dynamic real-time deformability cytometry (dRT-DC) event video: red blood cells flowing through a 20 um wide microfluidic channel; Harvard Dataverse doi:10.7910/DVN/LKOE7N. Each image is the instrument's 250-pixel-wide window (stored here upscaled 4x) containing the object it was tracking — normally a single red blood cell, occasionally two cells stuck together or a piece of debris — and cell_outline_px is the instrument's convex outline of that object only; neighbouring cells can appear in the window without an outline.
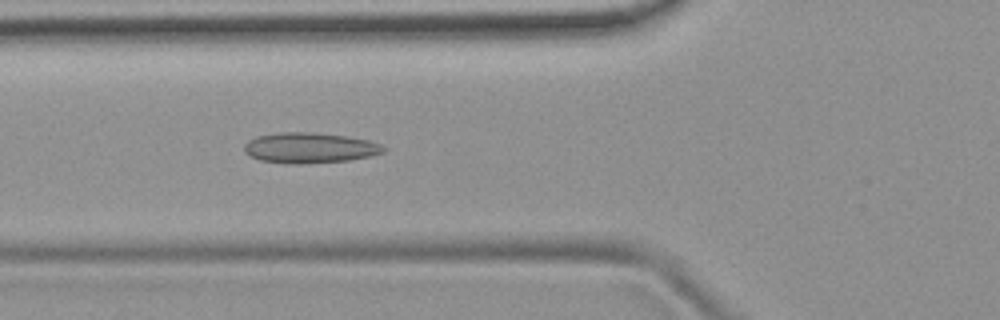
{"species": "common noctule bat (a hibernating species)", "species_latin": "Nyctalus noctula", "temperature_condition": "room temperature", "stored_images_in_passage": 51, "camera_frame_rate_fps": 3000, "um_per_image_px": 0.085, "animal": {"sex": "female", "body_mass_g": 19.9}, "frame": {"image": 1, "passage_image": 18, "time_ms": 5.667, "image_size_px": [1000, 320], "cell_outline_px": [[384, 152], [368, 156], [348, 160], [300, 164], [288, 164], [260, 160], [244, 152], [244, 144], [248, 140], [256, 136], [280, 132], [312, 132], [344, 136], [368, 140], [380, 144], [384, 148]], "centroid_in_image_um": [26.27, 12.56], "position_along_channel_um": 99.5, "area_um2": 24.57}}
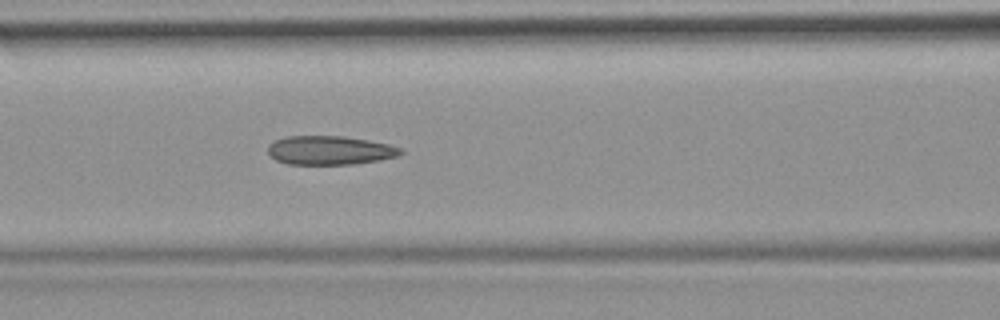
{"frame": {"image": 2, "passage_image": 21, "time_ms": 6.667, "image_size_px": [1000, 320], "cell_outline_px": [[404, 152], [400, 156], [380, 160], [356, 164], [288, 164], [276, 160], [268, 152], [268, 144], [284, 136], [344, 136], [368, 140], [388, 144], [400, 148]], "centroid_in_image_um": [28.05, 12.77], "position_along_channel_um": 138.5, "area_um2": 22.43}}
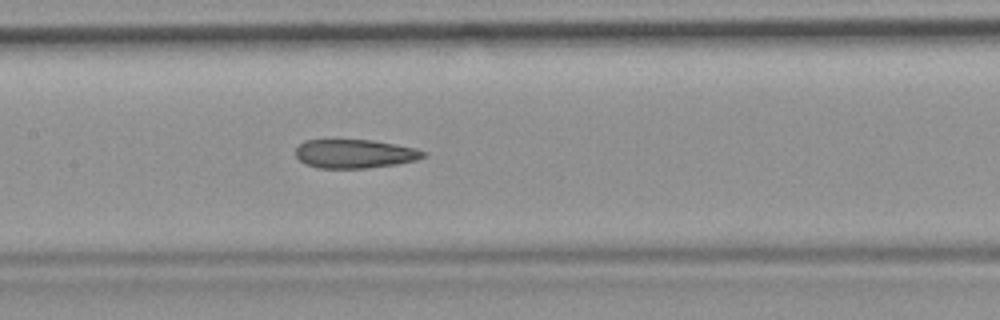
{"frame": {"image": 3, "passage_image": 24, "time_ms": 7.667, "image_size_px": [1000, 320], "cell_outline_px": [[428, 156], [416, 160], [396, 164], [368, 168], [316, 168], [304, 164], [296, 156], [296, 148], [304, 140], [372, 140], [396, 144], [416, 148], [428, 152]], "centroid_in_image_um": [30.18, 13.07], "position_along_channel_um": 177.2, "area_um2": 21.62}, "authors_computed_cell_mechanics": {"area_um2": 22.4842, "velocity_mm_per_s": 3.8788, "shape_relaxation_time_tau1_ms": null, "shape_relaxation_time_tau2_ms": 4.6369, "deformation_change_tau1": null, "deformation_change_tau2": 0.1518}}